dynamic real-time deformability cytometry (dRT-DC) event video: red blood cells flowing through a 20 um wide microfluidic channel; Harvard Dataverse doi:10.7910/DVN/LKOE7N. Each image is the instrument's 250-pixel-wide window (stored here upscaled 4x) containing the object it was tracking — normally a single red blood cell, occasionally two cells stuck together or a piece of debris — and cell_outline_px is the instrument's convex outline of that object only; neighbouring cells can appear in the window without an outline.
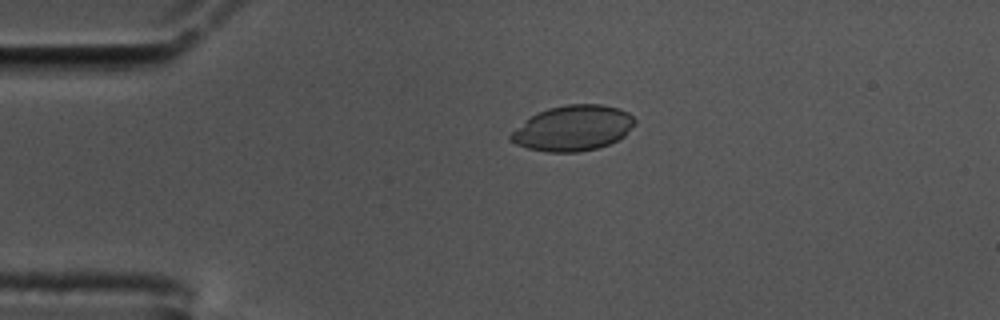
{"species": "common noctule bat (a hibernating species)", "species_latin": "Nyctalus noctula", "temperature_condition": "cold", "stored_images_in_passage": 33, "camera_frame_rate_fps": 3000, "um_per_image_px": 0.085, "animal": {"sex": "male", "body_mass_g": 17.5, "forearm_length_mm": 52.3}, "frame": {"image": 1, "passage_image": 4, "time_ms": 1.0, "image_size_px": [1000, 320], "cell_outline_px": [[636, 124], [624, 136], [600, 148], [580, 152], [548, 152], [528, 148], [516, 144], [508, 140], [508, 136], [516, 128], [536, 112], [548, 108], [564, 104], [600, 104], [620, 108], [628, 112], [636, 120]], "centroid_in_image_um": [48.71, 10.89], "position_along_channel_um": 36.3, "area_um2": 33.06}}
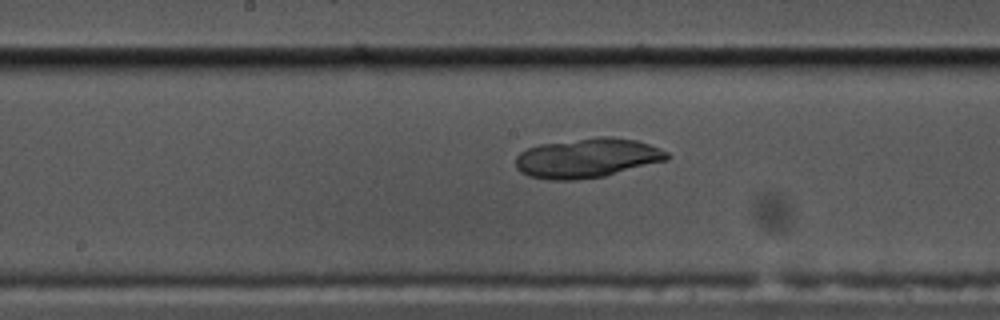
{"frame": {"image": 2, "passage_image": 21, "time_ms": 6.667, "image_size_px": [1000, 320], "cell_outline_px": [[668, 160], [604, 176], [576, 180], [548, 180], [528, 176], [520, 172], [516, 168], [516, 156], [520, 152], [528, 148], [540, 144], [600, 136], [612, 136], [636, 140], [660, 148], [668, 152]], "centroid_in_image_um": [49.9, 13.43], "position_along_channel_um": 198.3, "area_um2": 34.97}}
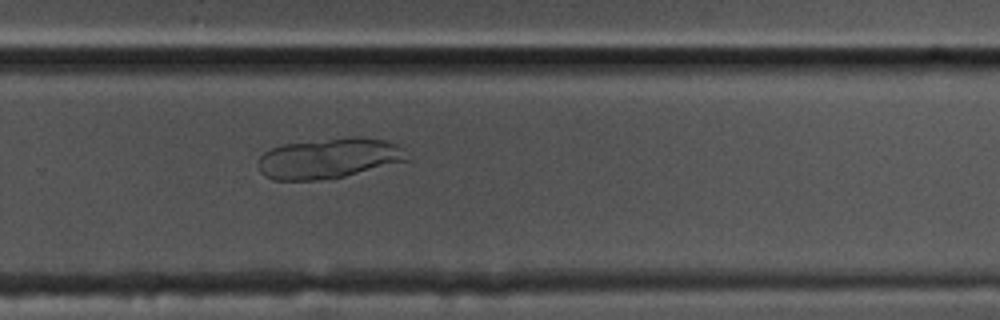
{"frame": {"image": 3, "passage_image": 30, "time_ms": 9.667, "image_size_px": [1000, 320], "cell_outline_px": [[408, 160], [344, 176], [316, 180], [272, 180], [264, 176], [260, 172], [260, 156], [264, 152], [272, 148], [284, 144], [348, 136], [364, 136], [384, 140], [396, 144], [404, 148]], "centroid_in_image_um": [27.96, 13.44], "position_along_channel_um": 301.8, "area_um2": 34.85}}